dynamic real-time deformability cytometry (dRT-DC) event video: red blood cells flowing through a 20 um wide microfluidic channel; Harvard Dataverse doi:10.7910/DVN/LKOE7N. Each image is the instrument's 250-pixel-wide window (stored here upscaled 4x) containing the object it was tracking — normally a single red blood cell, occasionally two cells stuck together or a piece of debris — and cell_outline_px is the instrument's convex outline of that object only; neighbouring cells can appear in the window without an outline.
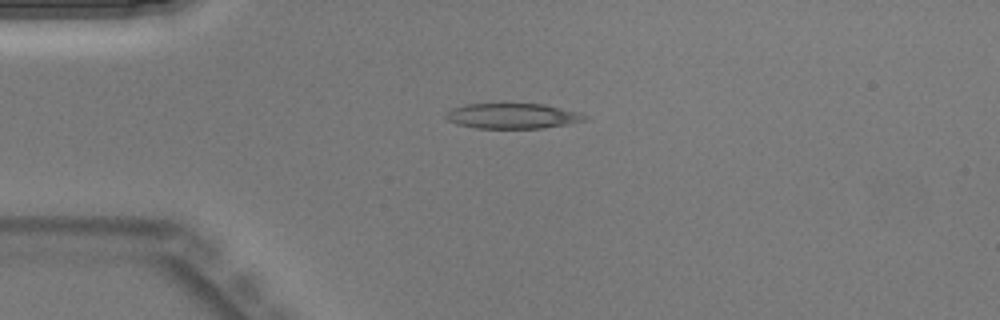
{"species": "Egyptian fruit bat (a non-hibernating species)", "species_latin": "Rousettus aegyptiacus", "temperature_condition": "warm", "stored_images_in_passage": 34, "camera_frame_rate_fps": 3000, "um_per_image_px": 0.085, "animal": {"sex": "male"}, "frame": {"image": 1, "passage_image": 1, "time_ms": 0.0, "image_size_px": [1000, 320], "cell_outline_px": [[588, 116], [584, 120], [544, 128], [476, 128], [460, 124], [448, 120], [444, 116], [444, 112], [452, 108], [468, 104], [544, 104], [580, 112]], "centroid_in_image_um": [43.55, 9.85], "position_along_channel_um": 41.5, "area_um2": 20.29}}
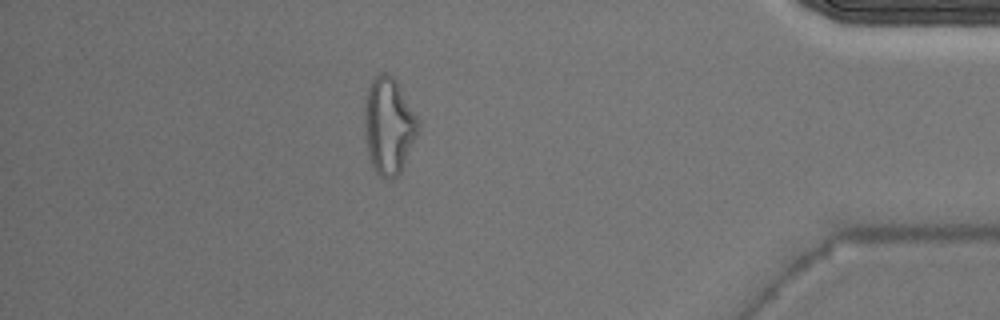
{"frame": {"image": 2, "passage_image": 29, "time_ms": 9.333, "image_size_px": [1000, 320], "cell_outline_px": [[420, 128], [400, 172], [392, 180], [388, 180], [380, 176], [376, 172], [368, 156], [364, 124], [364, 104], [368, 88], [372, 80], [376, 76], [384, 72], [392, 76], [396, 80], [420, 120]], "centroid_in_image_um": [33.05, 10.69], "position_along_channel_um": 402.2, "area_um2": 30.29}}